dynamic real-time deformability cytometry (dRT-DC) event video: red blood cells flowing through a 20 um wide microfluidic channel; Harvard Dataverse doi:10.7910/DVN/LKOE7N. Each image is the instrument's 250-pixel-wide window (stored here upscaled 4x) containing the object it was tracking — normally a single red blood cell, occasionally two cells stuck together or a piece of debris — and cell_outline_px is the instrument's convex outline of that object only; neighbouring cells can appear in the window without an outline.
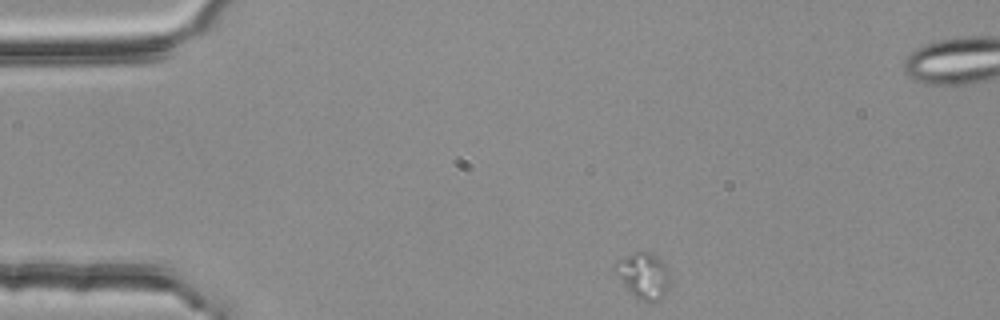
{"species": "common noctule bat (a hibernating species)", "species_latin": "Nyctalus noctula", "temperature_condition": "room temperature", "stored_images_in_passage": 11, "camera_frame_rate_fps": 3000, "um_per_image_px": 0.085, "animal": {"sex": "female", "body_mass_g": 25.1}, "frame": {"image": 1, "passage_image": 1, "time_ms": 0.0, "image_size_px": [1000, 320], "cell_outline_px": [[672, 268], [668, 288], [652, 304], [636, 296], [616, 276], [612, 268], [620, 260], [632, 252], [648, 252], [656, 256]], "centroid_in_image_um": [54.74, 23.39], "position_along_channel_um": 30.3, "area_um2": 14.57}}